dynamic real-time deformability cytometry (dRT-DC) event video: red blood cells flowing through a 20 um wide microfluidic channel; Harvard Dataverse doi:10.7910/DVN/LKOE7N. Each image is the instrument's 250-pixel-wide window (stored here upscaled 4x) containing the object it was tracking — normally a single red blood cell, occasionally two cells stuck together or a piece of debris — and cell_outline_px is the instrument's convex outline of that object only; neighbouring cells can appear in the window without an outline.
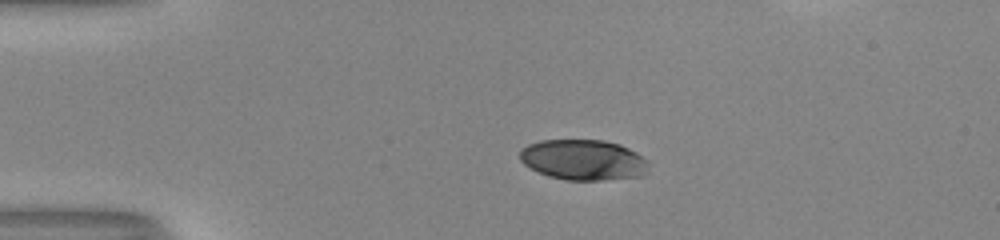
{"species": "human", "species_latin": "Homo sapiens", "temperature_condition": "room temperature", "stored_images_in_passage": 41, "camera_frame_rate_fps": 3000, "um_per_image_px": 0.085, "donor": {"sex": "male"}, "frame": {"image": 1, "passage_image": 1, "time_ms": 0.0, "image_size_px": [1000, 240], "cell_outline_px": [[648, 172], [644, 176], [600, 180], [564, 180], [548, 176], [524, 164], [520, 160], [520, 148], [528, 144], [540, 140], [604, 140], [620, 144], [636, 152], [648, 164]], "centroid_in_image_um": [49.57, 13.59], "position_along_channel_um": 35.4, "area_um2": 30.46}}
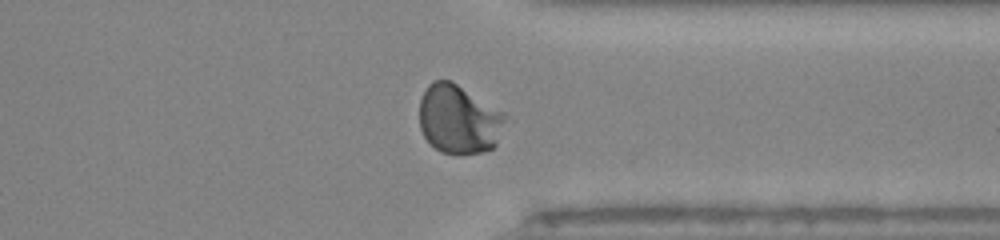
{"frame": {"image": 2, "passage_image": 30, "time_ms": 9.667, "image_size_px": [1000, 240], "cell_outline_px": [[504, 120], [496, 144], [492, 148], [480, 152], [456, 156], [440, 152], [424, 136], [420, 128], [420, 100], [428, 84], [432, 80], [452, 80], [504, 112]], "centroid_in_image_um": [38.97, 10.14], "position_along_channel_um": 372.4, "area_um2": 34.51}}
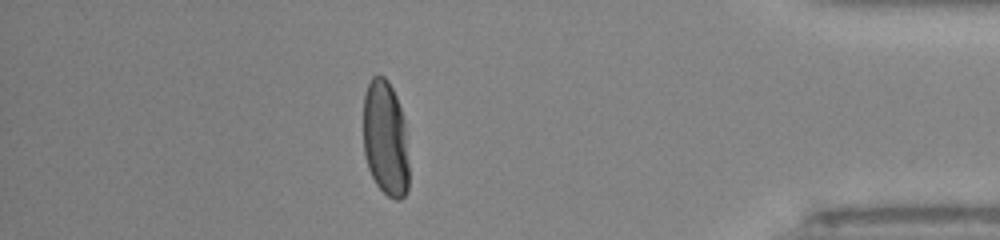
{"frame": {"image": 3, "passage_image": 35, "time_ms": 11.333, "image_size_px": [1000, 240], "cell_outline_px": [[408, 188], [404, 196], [400, 200], [396, 200], [388, 196], [376, 184], [368, 168], [364, 152], [364, 92], [372, 76], [384, 76], [388, 80], [396, 96], [404, 120], [408, 164]], "centroid_in_image_um": [32.76, 11.77], "position_along_channel_um": 402.4, "area_um2": 30.63}, "authors_computed_cell_mechanics": {"area_um2": 32.7726, "velocity_mm_per_s": 4.0308, "shape_relaxation_time_tau1_ms": 3.5847, "shape_relaxation_time_tau2_ms": null, "deformation_change_tau1": 0.199, "deformation_change_tau2": null}}